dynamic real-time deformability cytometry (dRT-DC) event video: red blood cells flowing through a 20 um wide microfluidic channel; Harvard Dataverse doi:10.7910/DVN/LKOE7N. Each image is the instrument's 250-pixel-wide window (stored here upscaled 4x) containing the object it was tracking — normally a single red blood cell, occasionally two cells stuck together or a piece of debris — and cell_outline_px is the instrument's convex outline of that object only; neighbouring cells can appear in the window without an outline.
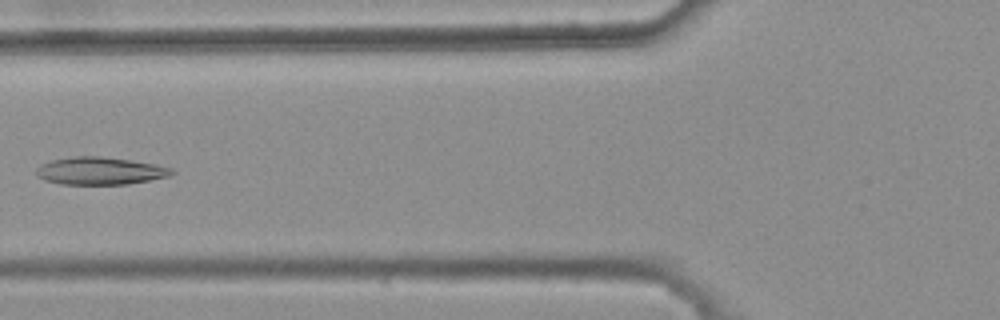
{"species": "common noctule bat (a hibernating species)", "species_latin": "Nyctalus noctula", "temperature_condition": "warm", "stored_images_in_passage": 5, "camera_frame_rate_fps": 3000, "um_per_image_px": 0.085, "animal": {"sex": "female", "body_mass_g": 25.1}, "frame": {"image": 1, "passage_image": 5, "time_ms": 1.333, "image_size_px": [1000, 320], "cell_outline_px": [[176, 172], [168, 176], [148, 180], [124, 184], [60, 184], [44, 180], [36, 176], [36, 168], [40, 164], [52, 160], [76, 156], [100, 156], [156, 164], [172, 168]], "centroid_in_image_um": [8.46, 14.52], "position_along_channel_um": 117.3, "area_um2": 21.62}}